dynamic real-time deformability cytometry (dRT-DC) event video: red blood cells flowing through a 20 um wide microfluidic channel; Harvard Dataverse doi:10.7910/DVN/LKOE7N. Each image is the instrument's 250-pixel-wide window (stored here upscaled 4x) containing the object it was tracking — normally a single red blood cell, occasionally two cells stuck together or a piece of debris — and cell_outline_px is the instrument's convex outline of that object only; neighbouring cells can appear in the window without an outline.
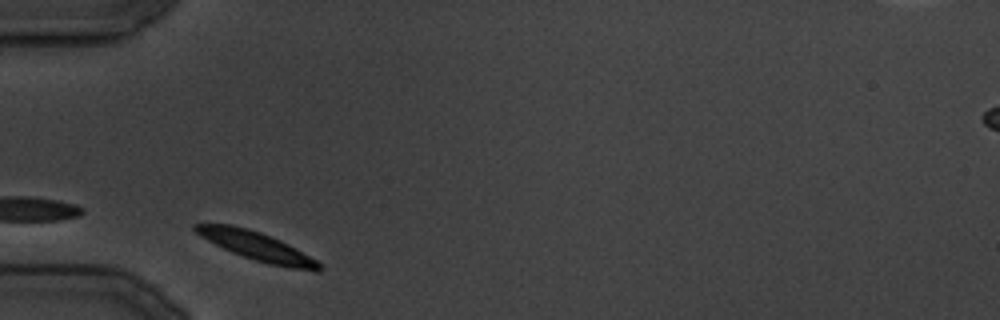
{"species": "common noctule bat (a hibernating species)", "species_latin": "Nyctalus noctula", "temperature_condition": "cold", "stored_images_in_passage": 24, "camera_frame_rate_fps": 3000, "um_per_image_px": 0.085, "animal": {"sex": "male", "body_mass_g": 19.5, "forearm_length_mm": 54.6}, "frame": {"image": 1, "passage_image": 2, "time_ms": 1.0, "image_size_px": [1000, 320], "cell_outline_px": [[320, 272], [316, 272], [268, 264], [232, 252], [208, 240], [196, 232], [192, 228], [192, 224], [228, 224], [248, 228], [260, 232], [280, 240], [296, 248], [316, 260], [320, 264]], "centroid_in_image_um": [21.84, 20.93], "position_along_channel_um": 63.2, "area_um2": 20.23}}
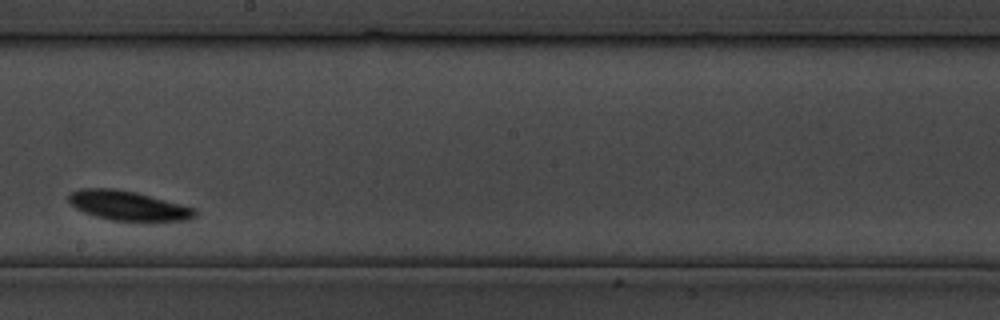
{"frame": {"image": 2, "passage_image": 12, "time_ms": 13.667, "image_size_px": [1000, 320], "cell_outline_px": [[196, 216], [188, 220], [148, 224], [108, 220], [84, 212], [76, 208], [68, 200], [68, 196], [72, 192], [80, 188], [112, 188], [136, 192], [196, 208]], "centroid_in_image_um": [10.97, 17.54], "position_along_channel_um": 237.2, "area_um2": 22.6}}
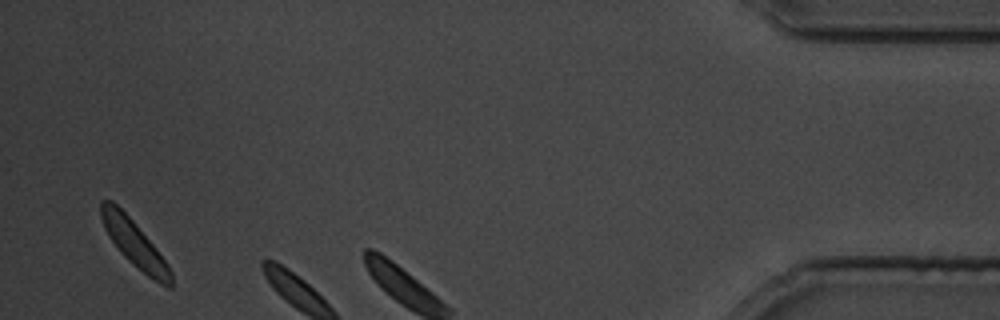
{"frame": {"image": 3, "passage_image": 23, "time_ms": 27.333, "image_size_px": [1000, 320], "cell_outline_px": [[172, 288], [168, 288], [160, 284], [148, 276], [128, 260], [124, 256], [112, 240], [104, 228], [100, 216], [100, 200], [112, 200], [132, 220], [152, 244], [168, 264], [172, 272]], "centroid_in_image_um": [11.42, 20.71], "position_along_channel_um": 423.8, "area_um2": 18.44}}